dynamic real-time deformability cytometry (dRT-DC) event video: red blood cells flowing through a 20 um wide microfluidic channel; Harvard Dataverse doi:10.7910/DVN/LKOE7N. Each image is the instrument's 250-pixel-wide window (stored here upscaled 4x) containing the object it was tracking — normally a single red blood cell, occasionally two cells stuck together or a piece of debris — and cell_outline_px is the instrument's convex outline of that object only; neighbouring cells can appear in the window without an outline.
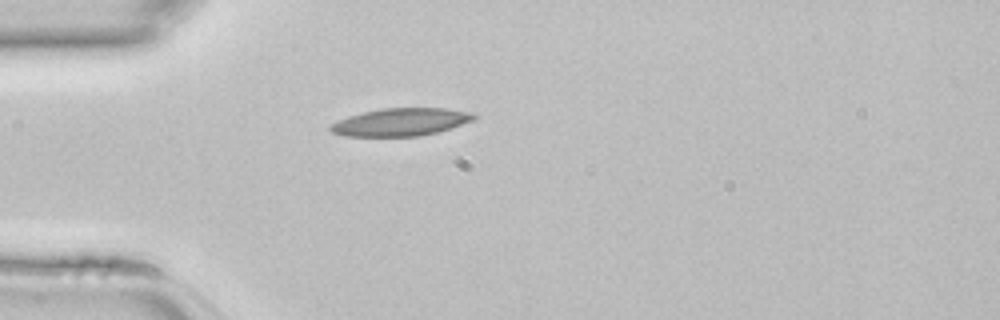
{"species": "common noctule bat (a hibernating species)", "species_latin": "Nyctalus noctula", "temperature_condition": "room temperature", "stored_images_in_passage": 34, "camera_frame_rate_fps": 3000, "um_per_image_px": 0.085, "animal": {"sex": "female", "body_mass_g": 22.7, "forearm_length_mm": 54.2}, "frame": {"image": 1, "passage_image": 1, "time_ms": 0.0, "image_size_px": [1000, 320], "cell_outline_px": [[476, 116], [472, 120], [436, 132], [420, 136], [344, 136], [332, 132], [328, 128], [332, 124], [348, 116], [380, 108], [444, 108], [472, 112]], "centroid_in_image_um": [34.03, 10.37], "position_along_channel_um": 51.0, "area_um2": 22.83}}
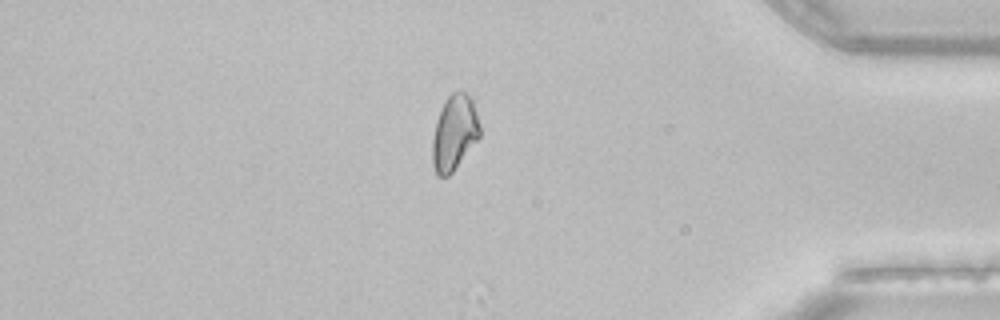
{"frame": {"image": 2, "passage_image": 27, "time_ms": 8.667, "image_size_px": [1000, 320], "cell_outline_px": [[480, 136], [452, 172], [448, 176], [436, 176], [432, 164], [432, 140], [436, 120], [444, 100], [452, 92], [460, 88], [472, 100], [480, 124]], "centroid_in_image_um": [38.6, 11.26], "position_along_channel_um": 396.6, "area_um2": 20.87}}
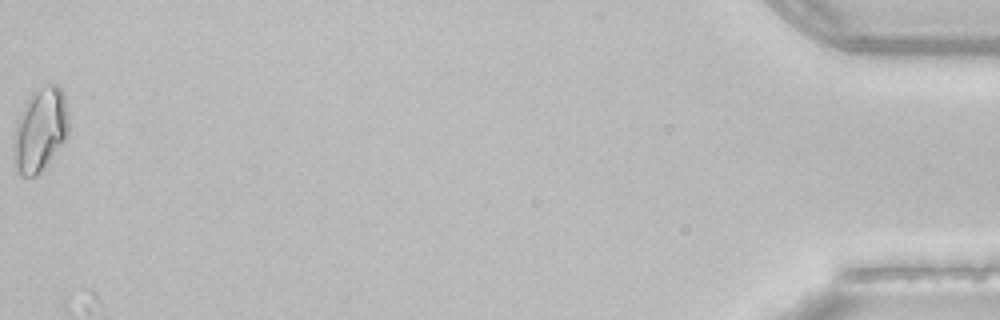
{"frame": {"image": 3, "passage_image": 34, "time_ms": 11.0, "image_size_px": [1000, 320], "cell_outline_px": [[68, 136], [44, 168], [36, 176], [20, 176], [16, 172], [12, 156], [12, 136], [16, 124], [32, 92], [36, 88], [48, 84], [56, 84], [60, 88], [64, 96], [68, 116]], "centroid_in_image_um": [3.38, 11.08], "position_along_channel_um": 431.8, "area_um2": 27.05}}